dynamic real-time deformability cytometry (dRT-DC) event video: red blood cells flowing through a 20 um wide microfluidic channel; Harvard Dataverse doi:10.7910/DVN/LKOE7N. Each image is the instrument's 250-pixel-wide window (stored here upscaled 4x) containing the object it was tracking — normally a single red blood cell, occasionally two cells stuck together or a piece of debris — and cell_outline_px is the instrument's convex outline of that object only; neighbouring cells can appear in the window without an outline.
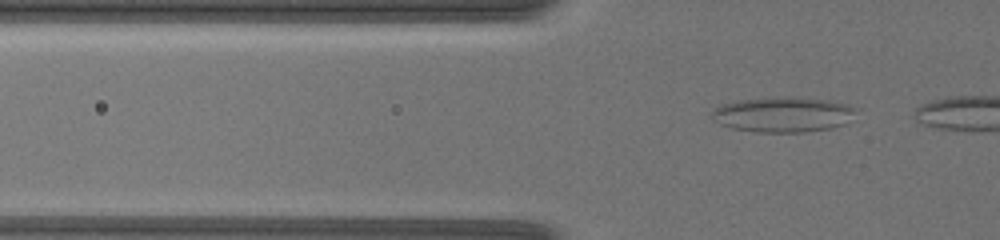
{"species": "common noctule bat (a hibernating species)", "species_latin": "Nyctalus noctula", "temperature_condition": "warm", "stored_images_in_passage": 8, "camera_frame_rate_fps": 3000, "um_per_image_px": 0.085, "animal": {"sex": "female", "body_mass_g": 19.5, "forearm_length_mm": 54.1}, "frame": {"image": 1, "passage_image": 2, "time_ms": 0.333, "image_size_px": [1000, 240], "cell_outline_px": [[856, 108], [844, 124], [832, 128], [804, 132], [756, 132], [732, 128], [720, 124], [712, 120], [712, 112], [720, 104], [740, 100], [772, 96], [796, 96], [828, 100], [848, 104]], "centroid_in_image_um": [66.52, 9.71], "position_along_channel_um": 59.3, "area_um2": 29.77}}
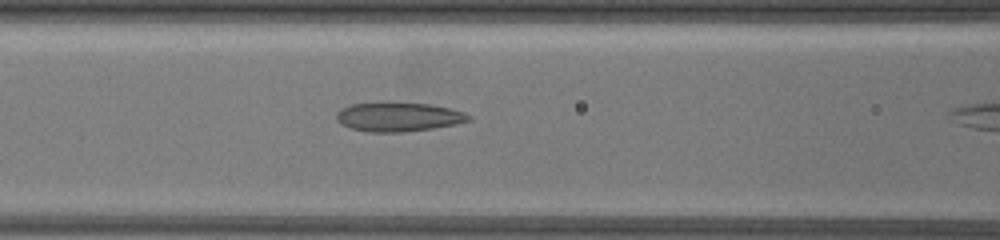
{"frame": {"image": 2, "passage_image": 7, "time_ms": 2.333, "image_size_px": [1000, 240], "cell_outline_px": [[472, 120], [456, 124], [432, 128], [404, 132], [368, 132], [348, 128], [340, 124], [336, 120], [336, 112], [352, 104], [380, 100], [384, 100], [432, 104], [464, 112], [472, 116]], "centroid_in_image_um": [33.83, 9.9], "position_along_channel_um": 132.8, "area_um2": 23.24}}